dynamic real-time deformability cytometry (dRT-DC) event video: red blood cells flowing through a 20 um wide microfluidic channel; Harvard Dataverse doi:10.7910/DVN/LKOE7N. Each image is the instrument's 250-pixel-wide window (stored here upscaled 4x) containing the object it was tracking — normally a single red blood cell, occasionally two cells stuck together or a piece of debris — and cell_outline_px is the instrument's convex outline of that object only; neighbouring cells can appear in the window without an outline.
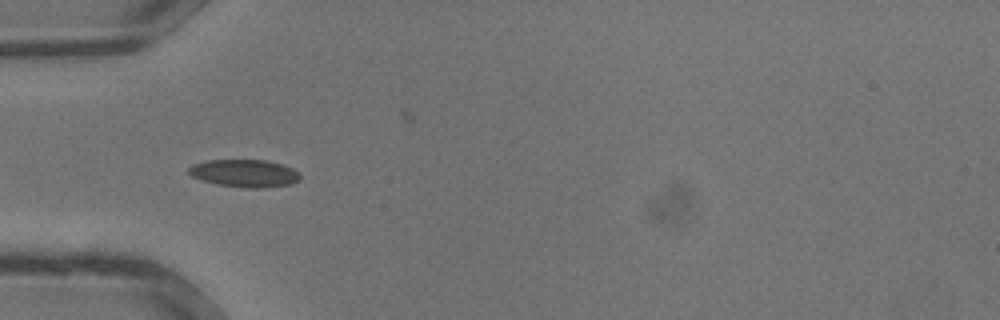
{"species": "common noctule bat (a hibernating species)", "species_latin": "Nyctalus noctula", "temperature_condition": "warm", "stored_images_in_passage": 22, "segment_of_instrument_passage": [2, 2], "camera_frame_rate_fps": 3000, "um_per_image_px": 0.085, "animal": {"sex": "male", "body_mass_g": 13.3}, "frame": {"image": 1, "passage_image": 12, "time_ms": 3.667, "image_size_px": [1000, 320], "cell_outline_px": [[300, 180], [292, 184], [264, 188], [252, 188], [216, 184], [192, 176], [188, 172], [188, 168], [192, 164], [208, 160], [264, 160], [284, 164], [300, 172]], "centroid_in_image_um": [20.83, 14.72], "position_along_channel_um": 64.2, "area_um2": 17.98}}
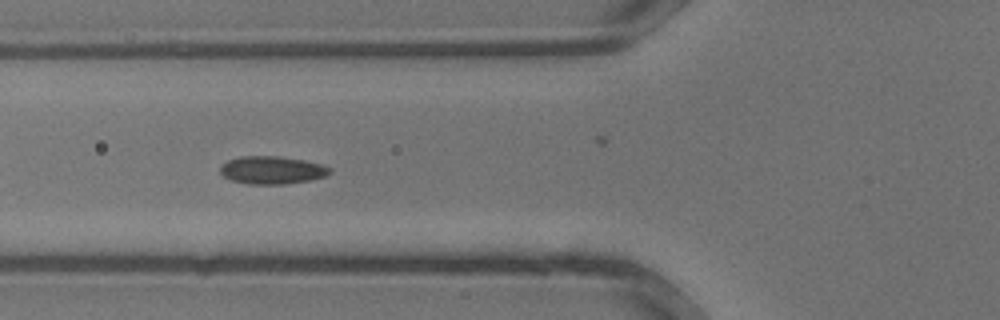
{"frame": {"image": 2, "passage_image": 14, "time_ms": 4.333, "image_size_px": [1000, 320], "cell_outline_px": [[332, 172], [324, 176], [312, 180], [284, 184], [248, 184], [232, 180], [224, 176], [220, 172], [220, 164], [228, 160], [240, 156], [280, 156], [304, 160], [324, 164], [332, 168]], "centroid_in_image_um": [23.14, 14.45], "position_along_channel_um": 102.7, "area_um2": 17.98}}
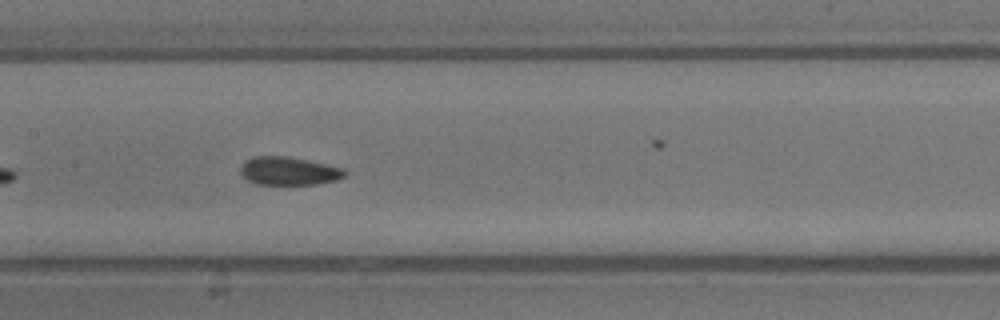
{"frame": {"image": 3, "passage_image": 18, "time_ms": 5.667, "image_size_px": [1000, 320], "cell_outline_px": [[348, 172], [344, 176], [336, 180], [316, 184], [256, 184], [248, 180], [240, 172], [240, 168], [244, 160], [252, 156], [288, 156], [344, 168]], "centroid_in_image_um": [24.53, 14.52], "position_along_channel_um": 182.9, "area_um2": 17.17}}